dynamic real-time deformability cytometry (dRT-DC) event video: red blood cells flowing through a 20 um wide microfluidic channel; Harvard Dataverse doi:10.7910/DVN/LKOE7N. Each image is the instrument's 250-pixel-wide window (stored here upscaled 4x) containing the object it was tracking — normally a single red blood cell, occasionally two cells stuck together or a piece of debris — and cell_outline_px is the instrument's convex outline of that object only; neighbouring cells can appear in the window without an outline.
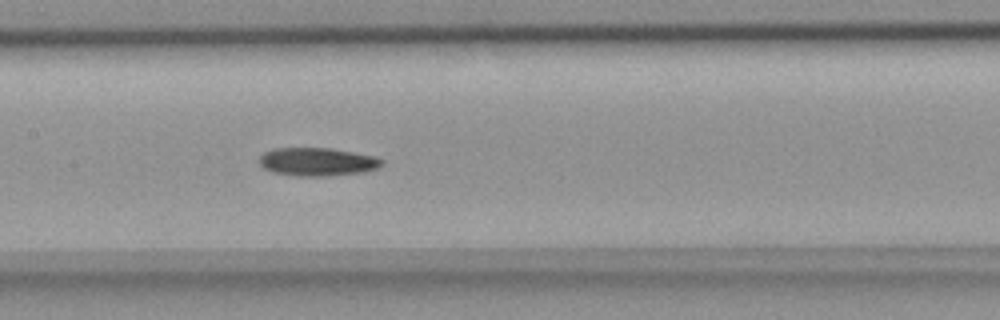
{"species": "common noctule bat (a hibernating species)", "species_latin": "Nyctalus noctula", "temperature_condition": "room temperature", "stored_images_in_passage": 41, "camera_frame_rate_fps": 3000, "um_per_image_px": 0.085, "animal": {"sex": "female", "body_mass_g": 18.4}, "frame": {"image": 1, "passage_image": 20, "time_ms": 6.333, "image_size_px": [1000, 320], "cell_outline_px": [[384, 164], [380, 168], [364, 172], [328, 176], [296, 176], [272, 172], [264, 168], [260, 164], [260, 156], [264, 152], [272, 148], [332, 148], [376, 156], [384, 160]], "centroid_in_image_um": [27.02, 13.75], "position_along_channel_um": 180.4, "area_um2": 20.46}}
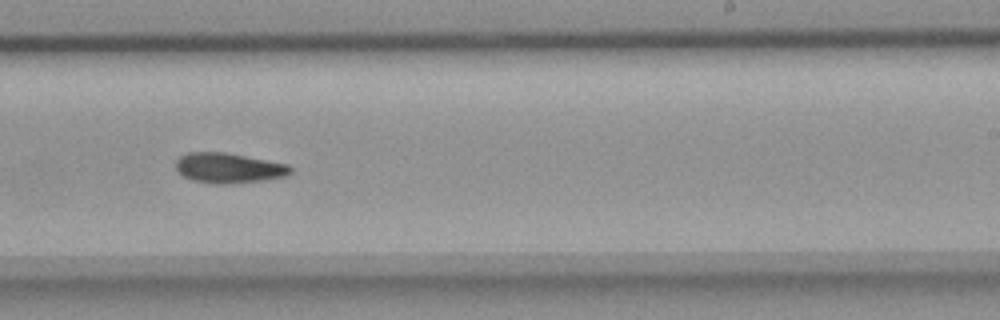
{"frame": {"image": 2, "passage_image": 27, "time_ms": 8.667, "image_size_px": [1000, 320], "cell_outline_px": [[292, 172], [288, 176], [264, 180], [228, 184], [212, 184], [192, 180], [184, 176], [176, 168], [176, 160], [180, 156], [188, 152], [224, 152], [288, 164], [292, 168]], "centroid_in_image_um": [19.45, 14.28], "position_along_channel_um": 269.5, "area_um2": 20.17}}
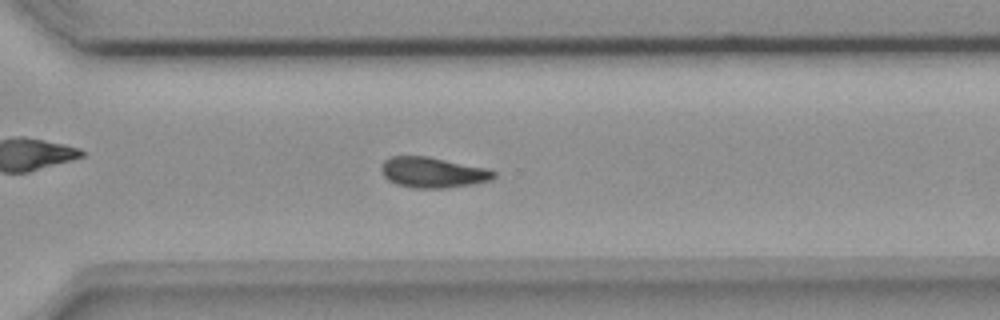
{"frame": {"image": 3, "passage_image": 32, "time_ms": 10.333, "image_size_px": [1000, 320], "cell_outline_px": [[496, 176], [492, 180], [472, 184], [444, 188], [412, 188], [396, 184], [388, 180], [384, 176], [380, 168], [380, 164], [384, 160], [392, 156], [428, 156], [488, 168], [496, 172]], "centroid_in_image_um": [36.79, 14.65], "position_along_channel_um": 333.8, "area_um2": 20.23}, "authors_computed_cell_mechanics": {"area_um2": 19.9988, "velocity_mm_per_s": 3.8456, "shape_relaxation_time_tau1_ms": 7.2913, "shape_relaxation_time_tau2_ms": null, "deformation_change_tau1": 0.1609, "deformation_change_tau2": null}}